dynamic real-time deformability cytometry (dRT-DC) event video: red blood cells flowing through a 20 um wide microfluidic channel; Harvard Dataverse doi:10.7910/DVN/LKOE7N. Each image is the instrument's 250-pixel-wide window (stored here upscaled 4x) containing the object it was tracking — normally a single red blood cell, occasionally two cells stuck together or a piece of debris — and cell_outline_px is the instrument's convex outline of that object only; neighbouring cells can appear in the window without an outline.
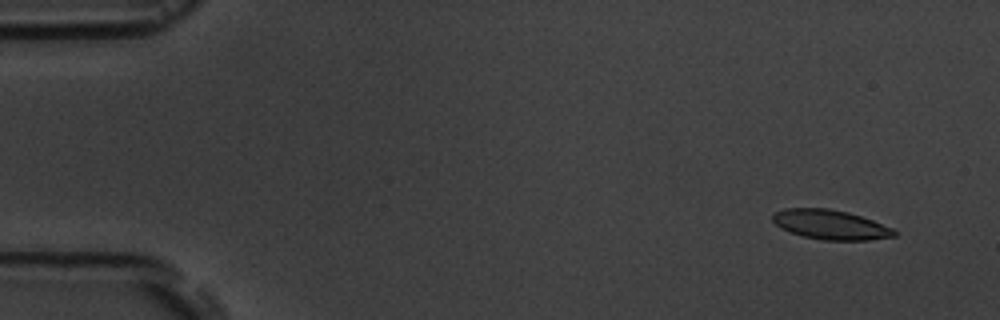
{"species": "common noctule bat (a hibernating species)", "species_latin": "Nyctalus noctula", "temperature_condition": "room temperature", "stored_images_in_passage": 3, "camera_frame_rate_fps": 3000, "um_per_image_px": 0.085, "animal": {"sex": "male", "body_mass_g": 19.5, "forearm_length_mm": 54.6}, "frame": {"image": 1, "passage_image": 1, "time_ms": 0.0, "image_size_px": [1000, 320], "cell_outline_px": [[896, 236], [868, 240], [824, 240], [804, 236], [780, 228], [772, 220], [772, 216], [776, 212], [784, 208], [828, 208], [848, 212], [872, 220], [892, 228], [896, 232]], "centroid_in_image_um": [70.58, 19.09], "position_along_channel_um": 14.4, "area_um2": 20.75}}